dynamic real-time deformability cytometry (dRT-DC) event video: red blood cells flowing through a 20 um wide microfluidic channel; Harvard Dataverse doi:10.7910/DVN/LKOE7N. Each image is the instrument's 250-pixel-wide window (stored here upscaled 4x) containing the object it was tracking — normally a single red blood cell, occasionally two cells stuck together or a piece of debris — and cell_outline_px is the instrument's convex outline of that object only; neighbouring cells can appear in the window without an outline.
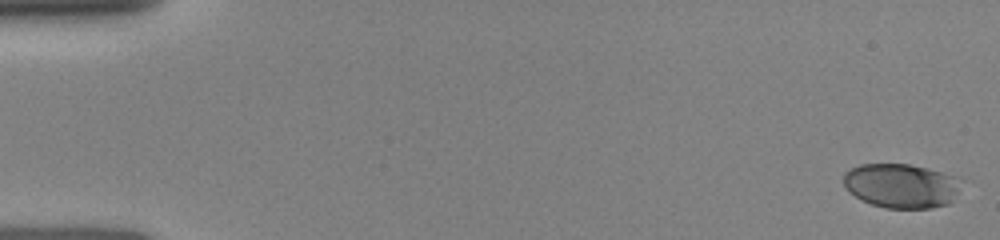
{"species": "human", "species_latin": "Homo sapiens", "temperature_condition": "room temperature", "stored_images_in_passage": 15, "camera_frame_rate_fps": 3000, "um_per_image_px": 0.085, "donor": {"sex": "female"}, "frame": {"image": 1, "passage_image": 1, "time_ms": 0.0, "image_size_px": [1000, 240], "cell_outline_px": [[964, 180], [948, 204], [932, 208], [884, 208], [872, 204], [856, 196], [844, 184], [844, 172], [860, 164], [908, 164], [956, 176]], "centroid_in_image_um": [76.63, 15.78], "position_along_channel_um": 8.4, "area_um2": 30.06}}
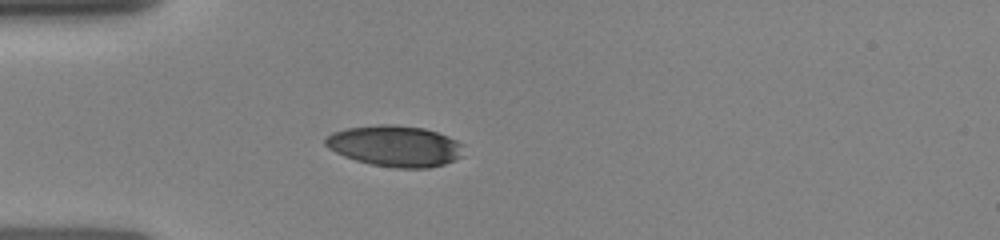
{"frame": {"image": 2, "passage_image": 11, "time_ms": 4.333, "image_size_px": [1000, 240], "cell_outline_px": [[464, 156], [444, 164], [428, 168], [396, 168], [372, 164], [356, 160], [344, 156], [328, 148], [324, 144], [324, 140], [332, 132], [344, 128], [380, 124], [392, 124], [424, 128], [448, 136], [464, 144]], "centroid_in_image_um": [33.6, 12.41], "position_along_channel_um": 51.4, "area_um2": 33.29}}
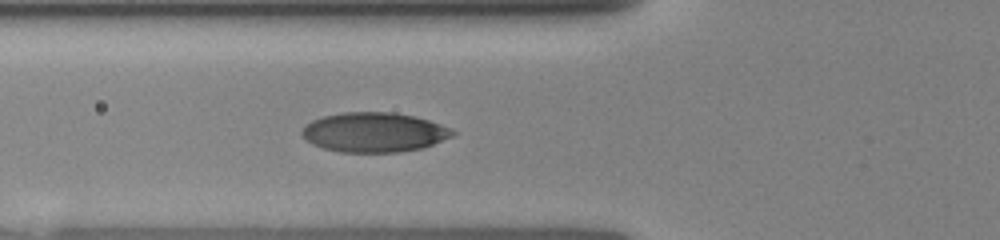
{"frame": {"image": 3, "passage_image": 15, "time_ms": 5.667, "image_size_px": [1000, 240], "cell_outline_px": [[456, 132], [452, 136], [424, 148], [400, 152], [340, 152], [324, 148], [312, 144], [300, 132], [312, 120], [324, 116], [344, 112], [392, 112], [416, 116], [452, 128]], "centroid_in_image_um": [31.84, 11.24], "position_along_channel_um": 94.0, "area_um2": 34.74}}